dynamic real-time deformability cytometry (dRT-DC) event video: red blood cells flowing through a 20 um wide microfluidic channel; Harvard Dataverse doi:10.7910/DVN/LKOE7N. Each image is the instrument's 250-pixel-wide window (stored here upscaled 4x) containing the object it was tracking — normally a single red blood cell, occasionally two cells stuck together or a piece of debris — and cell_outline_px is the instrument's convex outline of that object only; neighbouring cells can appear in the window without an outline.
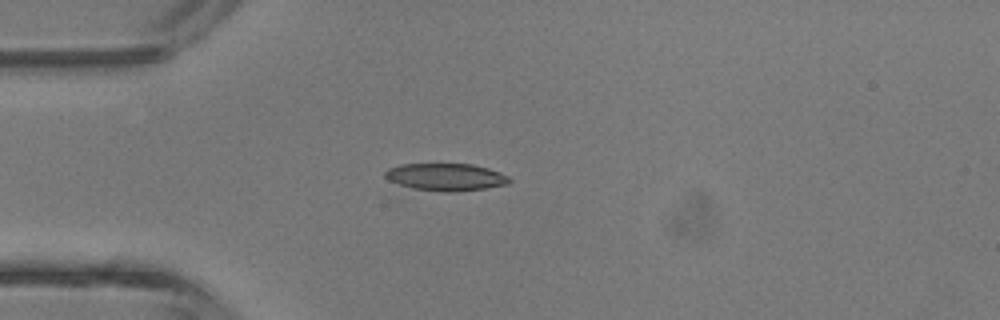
{"species": "common noctule bat (a hibernating species)", "species_latin": "Nyctalus noctula", "temperature_condition": "room temperature", "stored_images_in_passage": 34, "camera_frame_rate_fps": 3000, "um_per_image_px": 0.085, "animal": {"sex": "male", "body_mass_g": 13.3}, "frame": {"image": 1, "passage_image": 1, "time_ms": 0.0, "image_size_px": [1000, 320], "cell_outline_px": [[512, 180], [508, 184], [484, 188], [452, 192], [444, 192], [412, 188], [388, 180], [384, 176], [384, 172], [388, 168], [400, 164], [472, 164], [488, 168], [500, 172], [508, 176]], "centroid_in_image_um": [37.89, 15.04], "position_along_channel_um": 47.1, "area_um2": 19.77}}
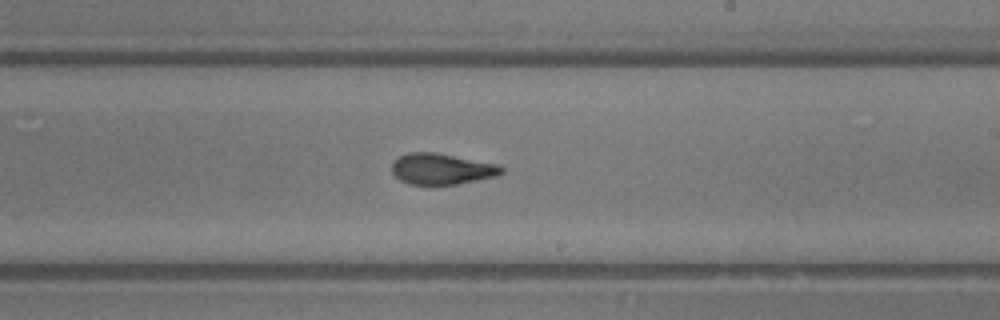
{"frame": {"image": 2, "passage_image": 15, "time_ms": 4.667, "image_size_px": [1000, 320], "cell_outline_px": [[504, 172], [496, 176], [456, 184], [408, 184], [400, 180], [392, 172], [392, 164], [400, 156], [408, 152], [432, 152], [500, 164], [504, 168]], "centroid_in_image_um": [37.56, 14.35], "position_along_channel_um": 251.4, "area_um2": 19.65}}
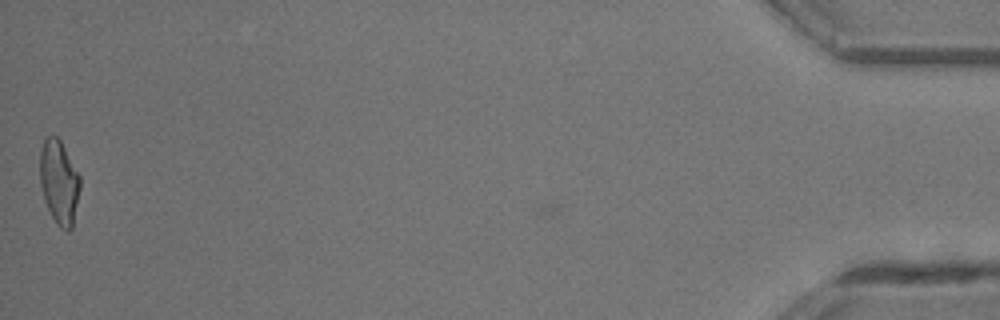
{"frame": {"image": 3, "passage_image": 33, "time_ms": 10.667, "image_size_px": [1000, 320], "cell_outline_px": [[80, 188], [72, 228], [68, 232], [60, 228], [56, 224], [44, 200], [40, 184], [40, 152], [44, 140], [48, 136], [56, 136], [60, 140], [80, 176]], "centroid_in_image_um": [5.02, 15.51], "position_along_channel_um": 430.2, "area_um2": 19.54}, "authors_computed_cell_mechanics": {"area_um2": 19.8254, "velocity_mm_per_s": 4.6961, "shape_relaxation_time_tau1_ms": 6.9929, "shape_relaxation_time_tau2_ms": 1.5026, "deformation_change_tau1": 0.254, "deformation_change_tau2": 0.0977}}